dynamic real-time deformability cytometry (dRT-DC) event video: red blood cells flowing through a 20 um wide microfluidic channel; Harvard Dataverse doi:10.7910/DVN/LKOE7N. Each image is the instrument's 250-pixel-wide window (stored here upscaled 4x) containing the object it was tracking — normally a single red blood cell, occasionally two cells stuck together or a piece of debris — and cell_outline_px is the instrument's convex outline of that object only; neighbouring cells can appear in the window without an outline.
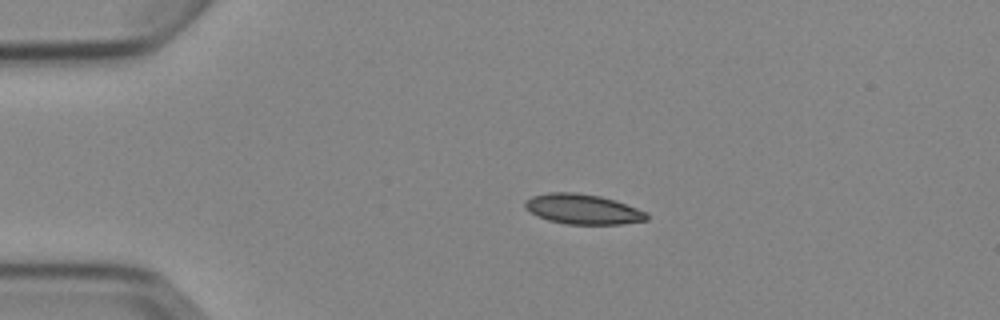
{"species": "Egyptian fruit bat (a non-hibernating species)", "species_latin": "Rousettus aegyptiacus", "temperature_condition": "cold", "stored_images_in_passage": 4, "camera_frame_rate_fps": 3000, "um_per_image_px": 0.085, "animal": {"sex": "female"}, "frame": {"image": 1, "passage_image": 3, "time_ms": 2.333, "image_size_px": [1000, 320], "cell_outline_px": [[648, 220], [620, 224], [568, 224], [548, 220], [536, 216], [524, 208], [524, 200], [532, 196], [548, 192], [576, 192], [600, 196], [616, 200], [648, 212]], "centroid_in_image_um": [49.52, 17.77], "position_along_channel_um": 35.5, "area_um2": 21.56}}